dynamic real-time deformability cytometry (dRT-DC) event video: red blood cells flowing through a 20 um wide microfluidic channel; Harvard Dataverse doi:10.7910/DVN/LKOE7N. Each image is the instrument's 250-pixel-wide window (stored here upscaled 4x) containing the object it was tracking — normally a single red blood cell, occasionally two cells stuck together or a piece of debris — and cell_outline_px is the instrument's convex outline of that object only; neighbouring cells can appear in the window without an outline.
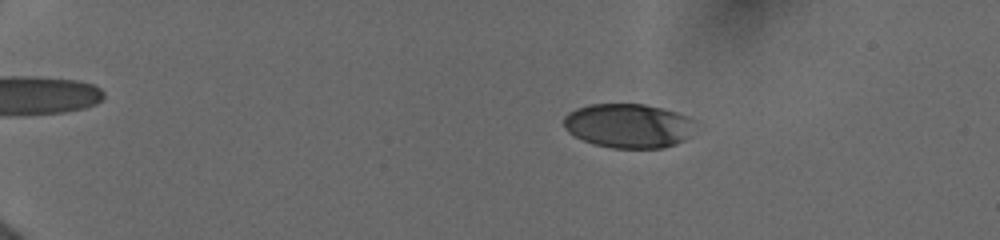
{"species": "human", "species_latin": "Homo sapiens", "temperature_condition": "cold", "stored_images_in_passage": 42, "camera_frame_rate_fps": 3000, "um_per_image_px": 0.085, "donor": {"sex": "female"}, "frame": {"image": 1, "passage_image": 15, "time_ms": 3.667, "image_size_px": [1000, 240], "cell_outline_px": [[692, 120], [684, 140], [676, 144], [664, 148], [612, 148], [596, 144], [584, 140], [568, 132], [564, 128], [564, 116], [568, 112], [576, 108], [588, 104], [644, 104], [664, 108], [688, 116]], "centroid_in_image_um": [53.34, 10.67], "position_along_channel_um": 31.7, "area_um2": 33.58}}
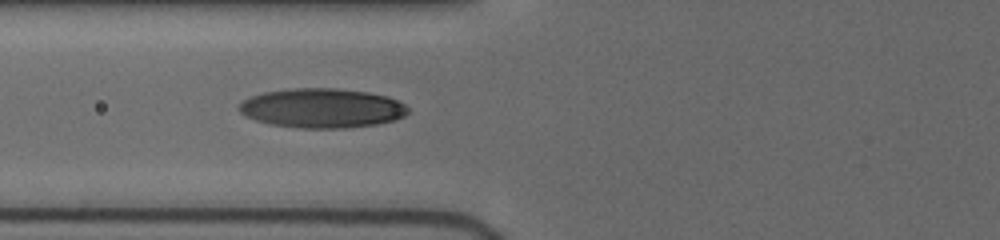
{"frame": {"image": 2, "passage_image": 31, "time_ms": 8.0, "image_size_px": [1000, 240], "cell_outline_px": [[408, 112], [404, 116], [392, 120], [376, 124], [348, 128], [300, 128], [268, 124], [244, 116], [240, 112], [240, 104], [244, 100], [252, 96], [264, 92], [288, 88], [336, 88], [368, 92], [388, 96], [404, 104], [408, 108]], "centroid_in_image_um": [27.36, 9.19], "position_along_channel_um": 98.4, "area_um2": 38.84}}
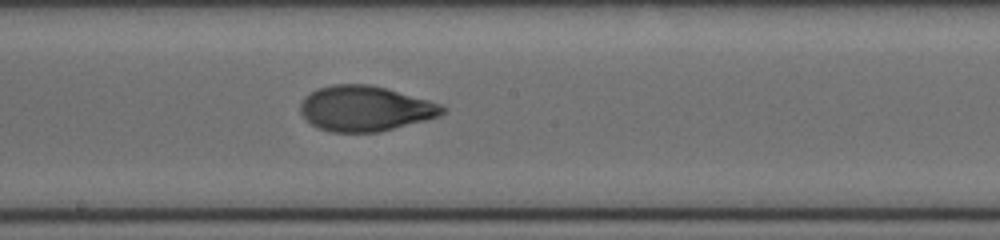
{"frame": {"image": 3, "passage_image": 42, "time_ms": 11.0, "image_size_px": [1000, 240], "cell_outline_px": [[448, 108], [444, 112], [436, 116], [424, 120], [380, 132], [332, 132], [316, 128], [300, 112], [300, 104], [304, 96], [316, 88], [332, 84], [368, 84], [384, 88], [428, 100], [440, 104]], "centroid_in_image_um": [30.98, 9.22], "position_along_channel_um": 217.2, "area_um2": 37.28}}